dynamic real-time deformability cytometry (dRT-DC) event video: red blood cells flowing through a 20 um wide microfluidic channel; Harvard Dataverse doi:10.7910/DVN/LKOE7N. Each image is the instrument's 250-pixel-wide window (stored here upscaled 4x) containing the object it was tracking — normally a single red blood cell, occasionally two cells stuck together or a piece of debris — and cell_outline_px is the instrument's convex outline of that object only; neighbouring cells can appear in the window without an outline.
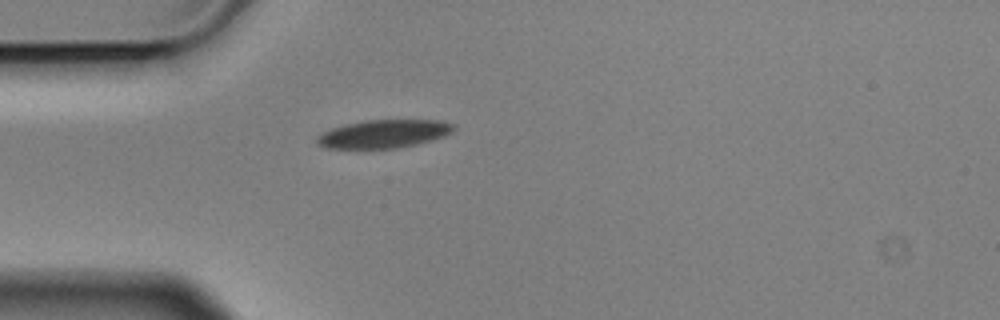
{"species": "Egyptian fruit bat (a non-hibernating species)", "species_latin": "Rousettus aegyptiacus", "temperature_condition": "cold", "stored_images_in_passage": 1, "camera_frame_rate_fps": 3000, "um_per_image_px": 0.085, "animal": {"sex": "male"}, "frame": {"image": 1, "passage_image": 1, "time_ms": 0.0, "image_size_px": [1000, 320], "cell_outline_px": [[456, 128], [452, 132], [444, 136], [432, 140], [416, 144], [396, 148], [324, 148], [316, 144], [316, 136], [332, 128], [344, 124], [364, 120], [440, 120], [452, 124]], "centroid_in_image_um": [32.59, 11.37], "position_along_channel_um": 52.4, "area_um2": 22.48}}